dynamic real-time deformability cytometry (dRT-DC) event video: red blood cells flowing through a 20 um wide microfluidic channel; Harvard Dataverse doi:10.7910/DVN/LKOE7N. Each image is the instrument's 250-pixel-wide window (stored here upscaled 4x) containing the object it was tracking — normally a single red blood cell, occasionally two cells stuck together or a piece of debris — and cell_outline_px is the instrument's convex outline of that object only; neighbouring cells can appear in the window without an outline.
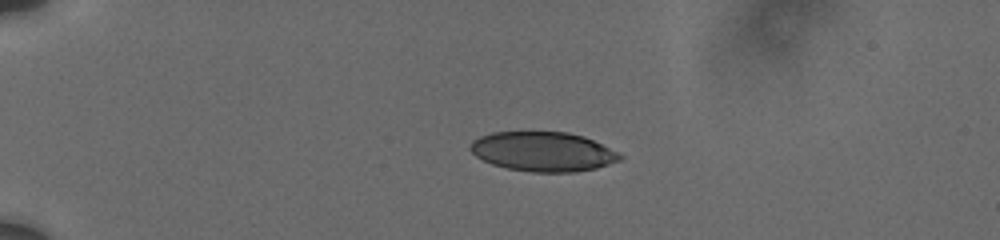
{"species": "human", "species_latin": "Homo sapiens", "temperature_condition": "cold", "stored_images_in_passage": 6, "camera_frame_rate_fps": 3000, "um_per_image_px": 0.085, "donor": {"sex": "male"}, "frame": {"image": 1, "passage_image": 1, "time_ms": 0.0, "image_size_px": [1000, 240], "cell_outline_px": [[624, 156], [620, 160], [596, 168], [576, 172], [532, 172], [508, 168], [492, 164], [476, 156], [468, 148], [472, 140], [480, 136], [492, 132], [568, 132], [584, 136], [620, 152]], "centroid_in_image_um": [46.17, 12.88], "position_along_channel_um": 38.8, "area_um2": 34.56}}
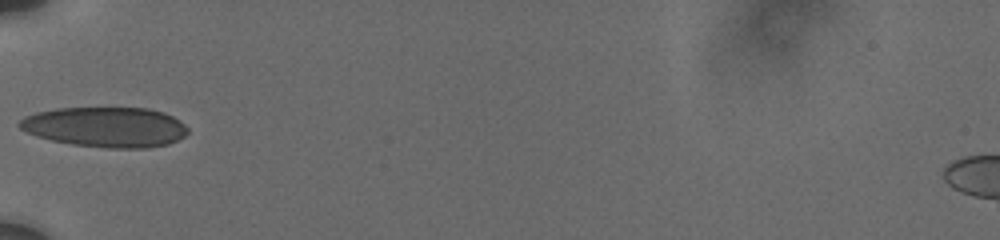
{"frame": {"image": 2, "passage_image": 4, "time_ms": 2.667, "image_size_px": [1000, 240], "cell_outline_px": [[188, 132], [184, 136], [168, 144], [148, 148], [108, 148], [72, 144], [52, 140], [36, 136], [20, 128], [16, 124], [24, 116], [36, 112], [56, 108], [148, 108], [164, 112], [180, 120], [188, 128]], "centroid_in_image_um": [8.97, 10.79], "position_along_channel_um": 76.0, "area_um2": 39.48}}
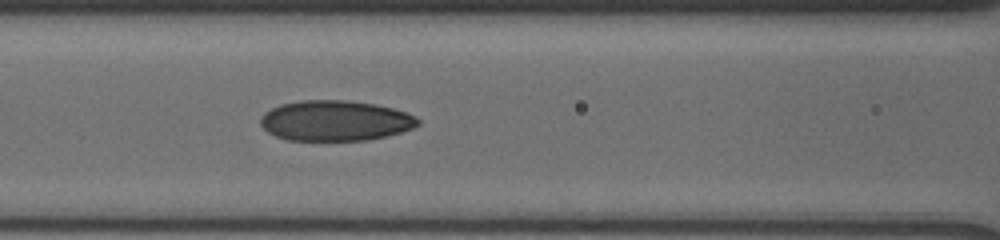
{"frame": {"image": 3, "passage_image": 6, "time_ms": 4.333, "image_size_px": [1000, 240], "cell_outline_px": [[420, 124], [412, 128], [388, 136], [368, 140], [288, 140], [276, 136], [268, 132], [260, 124], [260, 116], [264, 112], [280, 104], [300, 100], [348, 100], [372, 104], [392, 108], [408, 112], [416, 116], [420, 120]], "centroid_in_image_um": [28.5, 10.25], "position_along_channel_um": 138.1, "area_um2": 37.22}}